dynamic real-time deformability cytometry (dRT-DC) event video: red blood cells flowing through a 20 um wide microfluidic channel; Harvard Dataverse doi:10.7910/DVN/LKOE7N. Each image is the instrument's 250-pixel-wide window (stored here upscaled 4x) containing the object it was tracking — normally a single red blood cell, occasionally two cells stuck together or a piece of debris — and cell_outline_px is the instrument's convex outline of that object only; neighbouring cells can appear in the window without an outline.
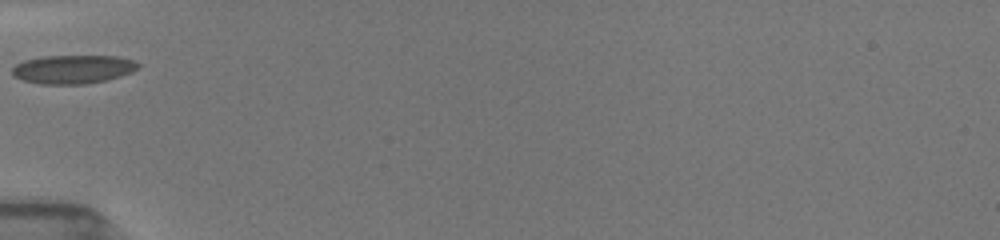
{"species": "common noctule bat (a hibernating species)", "species_latin": "Nyctalus noctula", "temperature_condition": "room temperature", "stored_images_in_passage": 16, "camera_frame_rate_fps": 3000, "um_per_image_px": 0.085, "animal": {"sex": "female", "body_mass_g": 19.5, "forearm_length_mm": 54.1}, "frame": {"image": 1, "passage_image": 1, "time_ms": 0.0, "image_size_px": [1000, 240], "cell_outline_px": [[140, 68], [132, 72], [120, 76], [104, 80], [84, 84], [40, 84], [24, 80], [16, 76], [12, 72], [12, 68], [16, 64], [24, 60], [44, 56], [116, 56], [136, 60], [140, 64]], "centroid_in_image_um": [6.25, 5.88], "position_along_channel_um": 78.7, "area_um2": 20.98}}
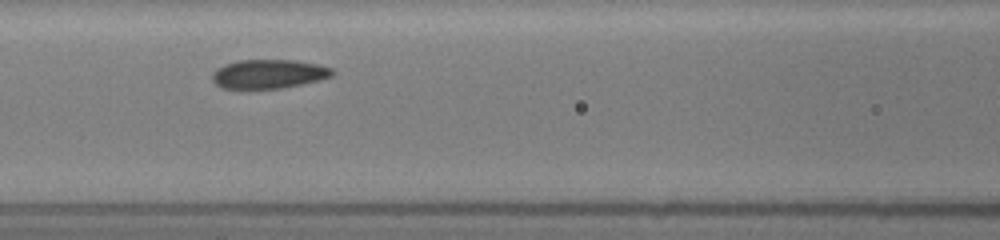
{"frame": {"image": 2, "passage_image": 8, "time_ms": 1.667, "image_size_px": [1000, 240], "cell_outline_px": [[332, 76], [320, 80], [280, 88], [224, 88], [216, 84], [212, 80], [212, 72], [216, 68], [224, 64], [236, 60], [296, 60], [316, 64], [332, 68]], "centroid_in_image_um": [22.8, 6.27], "position_along_channel_um": 143.8, "area_um2": 20.17}}